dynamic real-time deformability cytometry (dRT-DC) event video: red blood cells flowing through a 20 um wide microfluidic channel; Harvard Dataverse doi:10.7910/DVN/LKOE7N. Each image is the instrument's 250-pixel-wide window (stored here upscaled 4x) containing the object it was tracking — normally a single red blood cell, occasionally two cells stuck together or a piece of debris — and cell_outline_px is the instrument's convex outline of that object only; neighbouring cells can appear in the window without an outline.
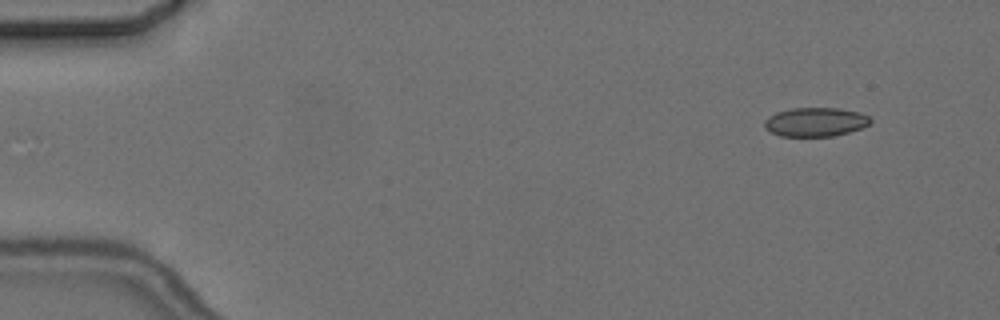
{"species": "common noctule bat (a hibernating species)", "species_latin": "Nyctalus noctula", "temperature_condition": "cold", "stored_images_in_passage": 2, "camera_frame_rate_fps": 3000, "um_per_image_px": 0.085, "animal": {"sex": "female", "body_mass_g": 24.6, "forearm_length_mm": 56.2}, "frame": {"image": 1, "passage_image": 2, "time_ms": 1.0, "image_size_px": [1000, 320], "cell_outline_px": [[872, 124], [848, 132], [832, 136], [780, 136], [764, 128], [764, 120], [768, 116], [776, 112], [792, 108], [840, 108], [860, 112], [868, 116], [872, 120]], "centroid_in_image_um": [69.31, 10.36], "position_along_channel_um": 15.7, "area_um2": 17.98}}